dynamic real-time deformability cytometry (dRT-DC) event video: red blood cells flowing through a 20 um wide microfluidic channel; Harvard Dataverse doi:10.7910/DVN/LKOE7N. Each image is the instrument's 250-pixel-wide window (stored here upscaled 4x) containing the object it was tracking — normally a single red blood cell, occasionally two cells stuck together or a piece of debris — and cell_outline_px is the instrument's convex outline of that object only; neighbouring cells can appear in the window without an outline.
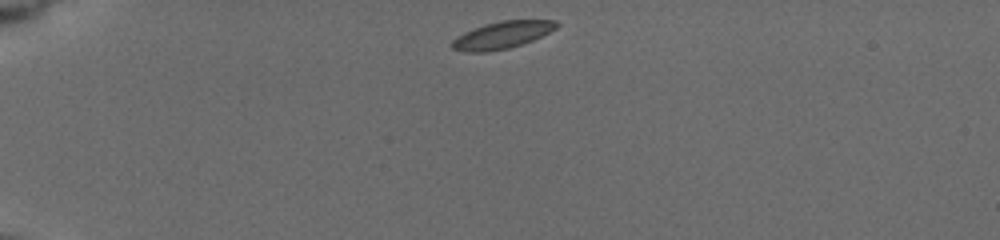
{"species": "common noctule bat (a hibernating species)", "species_latin": "Nyctalus noctula", "temperature_condition": "cold", "stored_images_in_passage": 30, "camera_frame_rate_fps": 3000, "um_per_image_px": 0.085, "animal": {"sex": "female", "body_mass_g": 19.5, "forearm_length_mm": 54.1}, "frame": {"image": 1, "passage_image": 1, "time_ms": 0.0, "image_size_px": [1000, 240], "cell_outline_px": [[560, 24], [556, 28], [532, 40], [508, 48], [484, 52], [468, 52], [452, 48], [448, 44], [456, 36], [464, 32], [484, 24], [500, 20], [556, 20]], "centroid_in_image_um": [42.63, 2.97], "position_along_channel_um": 42.4, "area_um2": 16.47}}
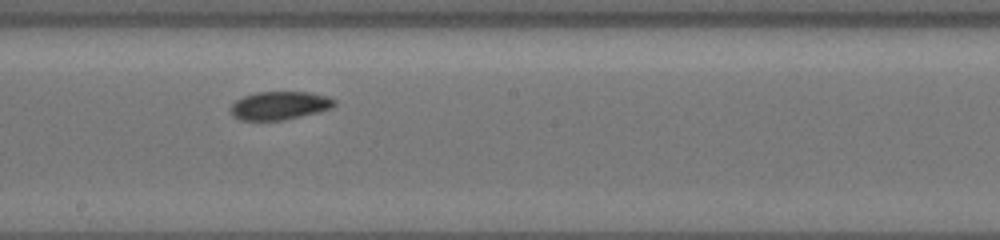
{"frame": {"image": 2, "passage_image": 13, "time_ms": 6.333, "image_size_px": [1000, 240], "cell_outline_px": [[336, 104], [332, 108], [320, 112], [284, 120], [240, 120], [232, 116], [232, 104], [236, 100], [244, 96], [256, 92], [308, 92], [328, 96], [336, 100]], "centroid_in_image_um": [23.8, 8.97], "position_along_channel_um": 224.4, "area_um2": 17.17}}
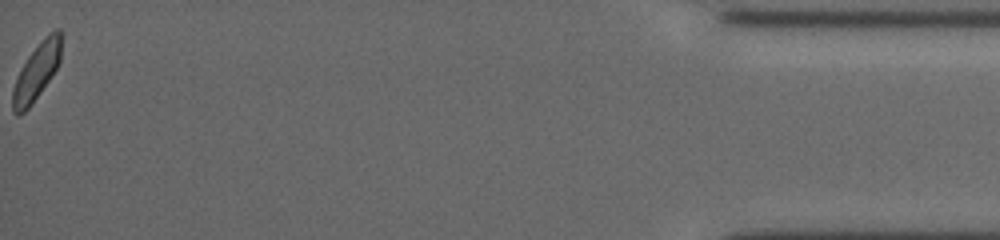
{"frame": {"image": 3, "passage_image": 30, "time_ms": 14.0, "image_size_px": [1000, 240], "cell_outline_px": [[60, 60], [56, 68], [32, 104], [24, 112], [12, 112], [12, 88], [20, 68], [28, 56], [44, 36], [48, 32], [56, 28], [60, 28]], "centroid_in_image_um": [3.09, 6.06], "position_along_channel_um": 432.1, "area_um2": 15.78}, "authors_computed_cell_mechanics": {"area_um2": 16.7331, "velocity_mm_per_s": 3.7339, "shape_relaxation_time_tau1_ms": 2.7088, "shape_relaxation_time_tau2_ms": 3.3853, "deformation_change_tau1": 0.0806, "deformation_change_tau2": 0.0628}}